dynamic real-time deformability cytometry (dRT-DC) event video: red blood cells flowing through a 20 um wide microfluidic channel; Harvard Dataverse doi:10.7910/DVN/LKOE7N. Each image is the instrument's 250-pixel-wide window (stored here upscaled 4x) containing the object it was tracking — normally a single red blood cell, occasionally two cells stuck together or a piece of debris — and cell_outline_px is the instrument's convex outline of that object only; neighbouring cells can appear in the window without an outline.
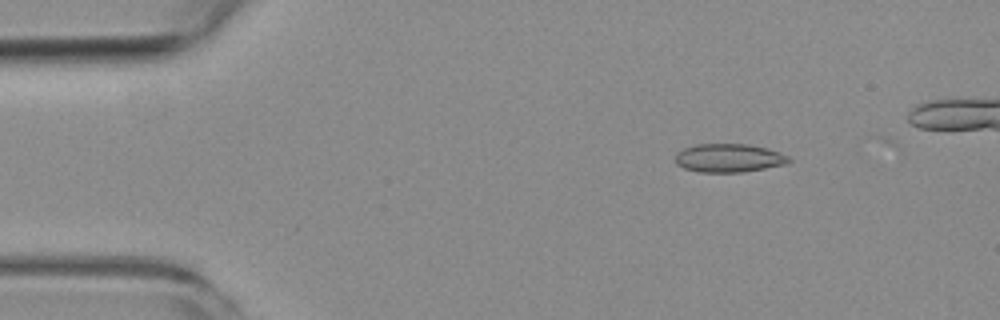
{"species": "common noctule bat (a hibernating species)", "species_latin": "Nyctalus noctula", "temperature_condition": "room temperature", "stored_images_in_passage": 15, "camera_frame_rate_fps": 3000, "um_per_image_px": 0.085, "animal": {"sex": "female", "body_mass_g": 19.3, "forearm_length_mm": 54.1}, "frame": {"image": 1, "passage_image": 3, "time_ms": 2.333, "image_size_px": [1000, 320], "cell_outline_px": [[792, 160], [788, 164], [744, 172], [700, 172], [684, 168], [676, 164], [676, 152], [684, 148], [696, 144], [748, 144], [768, 148], [780, 152], [788, 156]], "centroid_in_image_um": [61.98, 13.43], "position_along_channel_um": 23.0, "area_um2": 19.02}}